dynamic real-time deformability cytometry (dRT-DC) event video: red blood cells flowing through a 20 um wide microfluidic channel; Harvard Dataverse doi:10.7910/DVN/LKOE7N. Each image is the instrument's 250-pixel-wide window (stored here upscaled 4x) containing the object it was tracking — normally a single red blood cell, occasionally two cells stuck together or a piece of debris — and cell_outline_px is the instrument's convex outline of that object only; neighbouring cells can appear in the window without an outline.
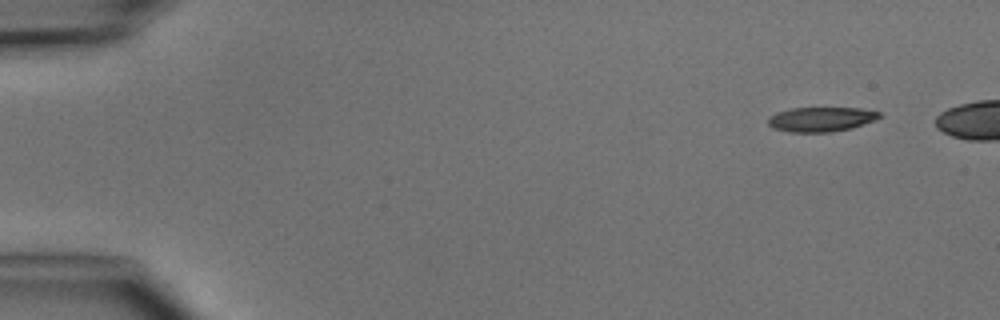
{"species": "common noctule bat (a hibernating species)", "species_latin": "Nyctalus noctula", "temperature_condition": "cold", "stored_images_in_passage": 4, "camera_frame_rate_fps": 3000, "um_per_image_px": 0.085, "animal": {"sex": "male", "body_mass_g": 15.6}, "frame": {"image": 1, "passage_image": 1, "time_ms": 0.0, "image_size_px": [1000, 320], "cell_outline_px": [[880, 116], [876, 120], [852, 128], [828, 132], [788, 132], [772, 128], [768, 124], [768, 116], [776, 112], [792, 108], [860, 108], [880, 112]], "centroid_in_image_um": [69.76, 10.14], "position_along_channel_um": 15.2, "area_um2": 16.01}}